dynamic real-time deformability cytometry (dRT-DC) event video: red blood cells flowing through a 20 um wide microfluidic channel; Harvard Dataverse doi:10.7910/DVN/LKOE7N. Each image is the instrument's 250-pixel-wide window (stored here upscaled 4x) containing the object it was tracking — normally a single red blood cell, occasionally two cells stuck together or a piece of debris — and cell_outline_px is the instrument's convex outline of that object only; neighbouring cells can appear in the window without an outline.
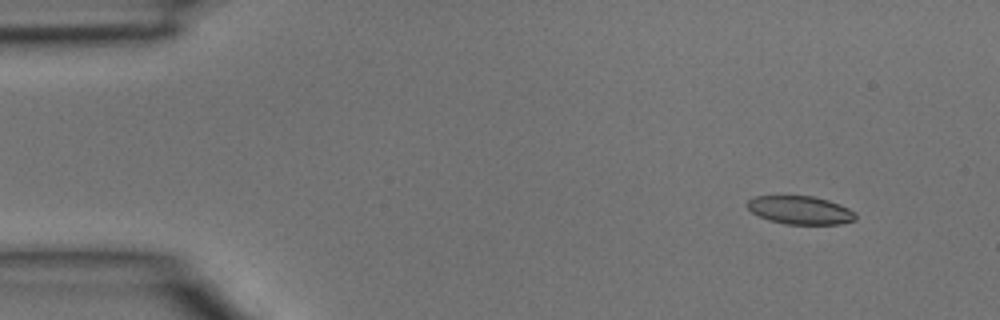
{"species": "common noctule bat (a hibernating species)", "species_latin": "Nyctalus noctula", "temperature_condition": "room temperature", "stored_images_in_passage": 5, "camera_frame_rate_fps": 3000, "um_per_image_px": 0.085, "animal": {"sex": "male", "body_mass_g": 15.6}, "frame": {"image": 1, "passage_image": 2, "time_ms": 0.333, "image_size_px": [1000, 320], "cell_outline_px": [[856, 220], [840, 224], [784, 224], [768, 220], [752, 212], [744, 204], [748, 200], [756, 196], [812, 196], [828, 200], [840, 204], [856, 212]], "centroid_in_image_um": [68.02, 17.86], "position_along_channel_um": 17.0, "area_um2": 17.92}}
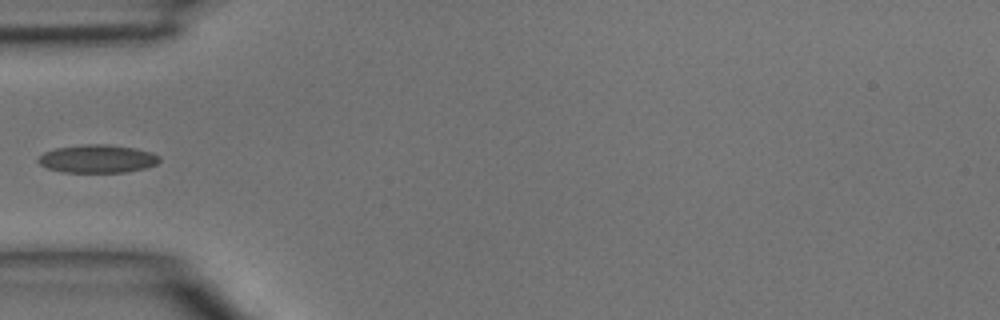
{"frame": {"image": 2, "passage_image": 5, "time_ms": 1.333, "image_size_px": [1000, 320], "cell_outline_px": [[160, 160], [156, 164], [144, 168], [124, 172], [64, 172], [48, 168], [40, 164], [36, 160], [44, 152], [56, 148], [84, 144], [108, 144], [136, 148], [152, 152], [160, 156]], "centroid_in_image_um": [8.29, 13.49], "position_along_channel_um": 76.7, "area_um2": 19.83}}